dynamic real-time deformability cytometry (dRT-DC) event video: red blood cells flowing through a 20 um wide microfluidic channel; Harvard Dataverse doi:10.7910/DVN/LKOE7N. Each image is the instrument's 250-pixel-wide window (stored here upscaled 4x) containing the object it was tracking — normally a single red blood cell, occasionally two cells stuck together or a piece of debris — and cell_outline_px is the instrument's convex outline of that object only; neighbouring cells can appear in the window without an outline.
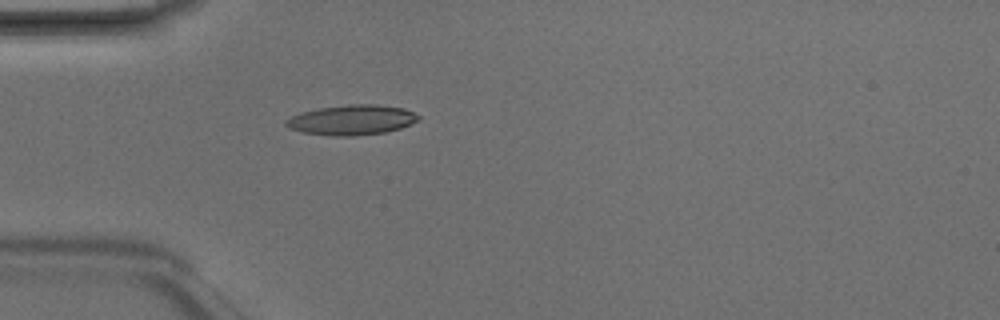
{"species": "Egyptian fruit bat (a non-hibernating species)", "species_latin": "Rousettus aegyptiacus", "temperature_condition": "room temperature", "stored_images_in_passage": 4, "camera_frame_rate_fps": 3000, "um_per_image_px": 0.085, "animal": {"sex": "male"}, "frame": {"image": 1, "passage_image": 4, "time_ms": 1.0, "image_size_px": [1000, 320], "cell_outline_px": [[420, 120], [412, 124], [400, 128], [384, 132], [352, 136], [332, 136], [304, 132], [288, 128], [284, 124], [284, 120], [300, 112], [320, 108], [348, 104], [376, 104], [404, 108], [420, 116]], "centroid_in_image_um": [29.9, 10.19], "position_along_channel_um": 55.1, "area_um2": 23.24}}